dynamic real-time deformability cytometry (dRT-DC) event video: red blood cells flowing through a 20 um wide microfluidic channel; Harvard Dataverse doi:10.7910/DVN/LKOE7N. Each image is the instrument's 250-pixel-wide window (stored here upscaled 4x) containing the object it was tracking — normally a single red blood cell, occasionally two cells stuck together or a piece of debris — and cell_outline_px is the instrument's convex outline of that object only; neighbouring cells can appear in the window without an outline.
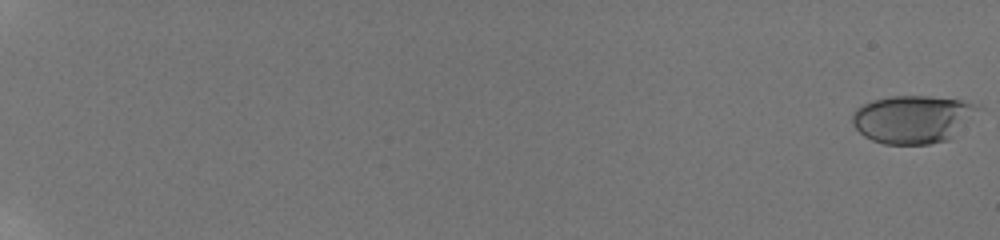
{"species": "human", "species_latin": "Homo sapiens", "temperature_condition": "room temperature", "stored_images_in_passage": 62, "camera_frame_rate_fps": 3000, "um_per_image_px": 0.085, "donor": {"sex": "male"}, "frame": {"image": 1, "passage_image": 1, "time_ms": 0.0, "image_size_px": [1000, 240], "cell_outline_px": [[980, 108], [948, 140], [928, 144], [884, 144], [872, 140], [864, 136], [852, 124], [852, 112], [856, 108], [872, 100], [892, 96], [928, 96], [960, 100], [972, 104]], "centroid_in_image_um": [77.5, 10.13], "position_along_channel_um": 7.5, "area_um2": 34.56}}
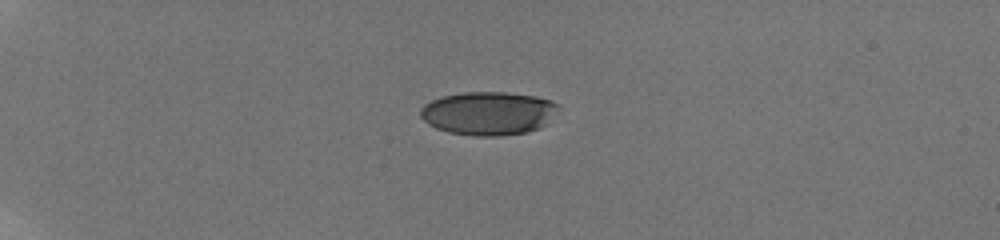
{"frame": {"image": 2, "passage_image": 40, "time_ms": 6.0, "image_size_px": [1000, 240], "cell_outline_px": [[556, 108], [548, 124], [540, 128], [528, 132], [500, 136], [476, 136], [448, 132], [436, 128], [428, 124], [420, 116], [420, 108], [424, 104], [440, 96], [464, 92], [508, 92], [536, 96], [548, 100], [556, 104]], "centroid_in_image_um": [41.47, 9.63], "position_along_channel_um": 43.5, "area_um2": 34.97}}
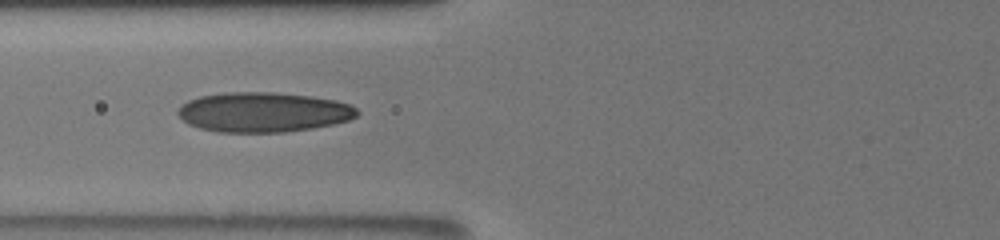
{"frame": {"image": 3, "passage_image": 61, "time_ms": 9.333, "image_size_px": [1000, 240], "cell_outline_px": [[360, 112], [356, 116], [348, 120], [332, 124], [312, 128], [284, 132], [216, 132], [200, 128], [188, 124], [176, 112], [188, 100], [200, 96], [224, 92], [272, 92], [312, 96], [336, 100], [348, 104], [356, 108]], "centroid_in_image_um": [22.38, 9.53], "position_along_channel_um": 103.4, "area_um2": 41.56}}